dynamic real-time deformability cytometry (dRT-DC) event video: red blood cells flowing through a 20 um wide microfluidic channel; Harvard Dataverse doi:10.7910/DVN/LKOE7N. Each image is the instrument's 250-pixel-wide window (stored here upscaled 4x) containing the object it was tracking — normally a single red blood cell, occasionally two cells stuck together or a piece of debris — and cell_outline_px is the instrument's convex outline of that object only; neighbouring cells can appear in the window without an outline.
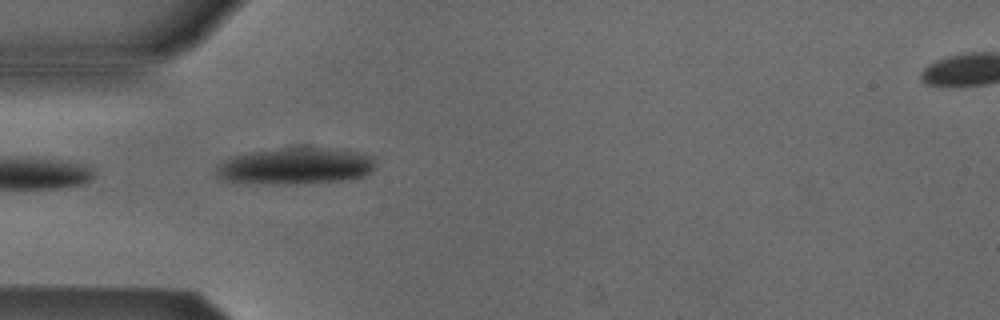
{"species": "Egyptian fruit bat (a non-hibernating species)", "species_latin": "Rousettus aegyptiacus", "temperature_condition": "cold", "stored_images_in_passage": 4, "camera_frame_rate_fps": 3000, "um_per_image_px": 0.085, "animal": {"sex": "male"}, "frame": {"image": 1, "passage_image": 1, "time_ms": 0.0, "image_size_px": [1000, 320], "cell_outline_px": [[376, 168], [372, 172], [364, 176], [352, 180], [304, 184], [280, 184], [224, 180], [216, 176], [216, 168], [224, 160], [236, 156], [252, 152], [300, 144], [336, 148], [360, 152], [376, 156]], "centroid_in_image_um": [25.28, 14.08], "position_along_channel_um": 59.7, "area_um2": 35.26}}